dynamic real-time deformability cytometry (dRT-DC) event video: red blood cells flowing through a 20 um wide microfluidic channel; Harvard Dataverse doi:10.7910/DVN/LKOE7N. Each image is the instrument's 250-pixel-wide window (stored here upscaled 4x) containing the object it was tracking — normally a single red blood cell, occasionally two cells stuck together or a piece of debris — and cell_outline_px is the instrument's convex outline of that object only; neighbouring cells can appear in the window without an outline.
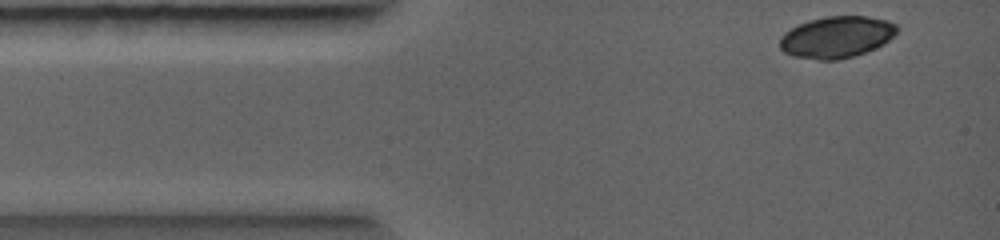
{"species": "common noctule bat (a hibernating species)", "species_latin": "Nyctalus noctula", "temperature_condition": "warm", "stored_images_in_passage": 3, "camera_frame_rate_fps": 5000, "um_per_image_px": 0.085, "animal": {"sex": "female", "body_mass_g": 19.0, "forearm_length_mm": 56.7}, "frame": {"image": 1, "passage_image": 1, "time_ms": 0.0, "image_size_px": [1000, 240], "cell_outline_px": [[900, 28], [884, 44], [876, 48], [852, 56], [836, 60], [816, 60], [792, 56], [784, 52], [780, 48], [780, 36], [784, 32], [808, 20], [824, 16], [864, 16], [888, 20], [896, 24]], "centroid_in_image_um": [71.1, 3.15], "position_along_channel_um": 13.9, "area_um2": 28.5}}